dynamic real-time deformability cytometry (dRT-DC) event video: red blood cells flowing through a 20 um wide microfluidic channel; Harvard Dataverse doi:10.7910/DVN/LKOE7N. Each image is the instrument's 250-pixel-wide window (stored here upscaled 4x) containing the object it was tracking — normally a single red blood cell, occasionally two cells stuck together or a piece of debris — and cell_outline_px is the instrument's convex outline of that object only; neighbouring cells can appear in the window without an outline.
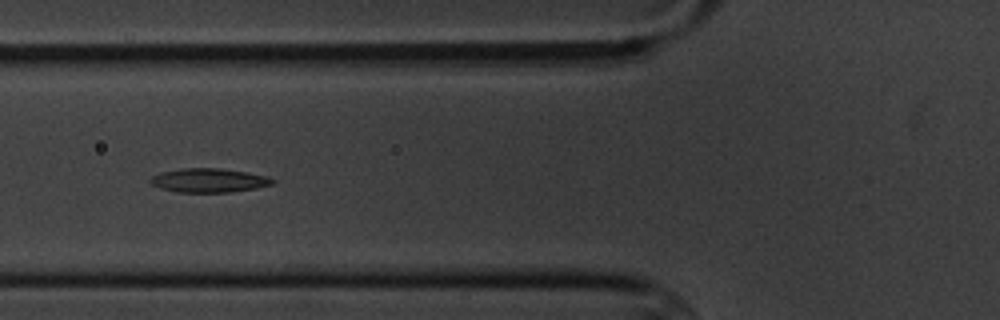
{"species": "common noctule bat (a hibernating species)", "species_latin": "Nyctalus noctula", "temperature_condition": "cold", "stored_images_in_passage": 9, "camera_frame_rate_fps": 3000, "um_per_image_px": 0.085, "animal": {"sex": "male", "body_mass_g": 20.1, "forearm_length_mm": 53.5}, "frame": {"image": 1, "passage_image": 7, "time_ms": 7.0, "image_size_px": [1000, 320], "cell_outline_px": [[276, 180], [272, 184], [256, 188], [228, 192], [176, 192], [160, 188], [152, 184], [148, 180], [152, 176], [160, 172], [180, 168], [220, 168], [248, 172], [268, 176]], "centroid_in_image_um": [17.74, 15.32], "position_along_channel_um": 108.1, "area_um2": 17.17}}
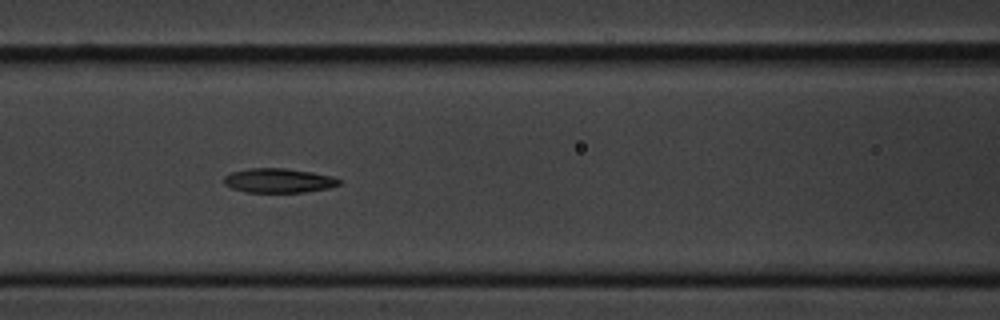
{"frame": {"image": 2, "passage_image": 8, "time_ms": 8.0, "image_size_px": [1000, 320], "cell_outline_px": [[340, 184], [328, 188], [304, 192], [244, 192], [232, 188], [224, 184], [224, 176], [232, 172], [248, 168], [284, 168], [312, 172], [332, 176], [340, 180]], "centroid_in_image_um": [23.66, 15.34], "position_along_channel_um": 142.9, "area_um2": 16.3}}
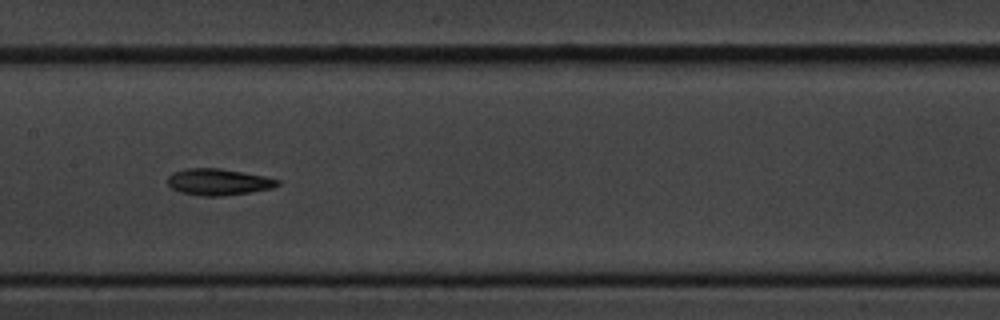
{"frame": {"image": 3, "passage_image": 9, "time_ms": 9.333, "image_size_px": [1000, 320], "cell_outline_px": [[280, 184], [272, 188], [248, 192], [220, 196], [200, 196], [180, 192], [172, 188], [168, 184], [168, 176], [172, 172], [188, 168], [220, 168], [264, 176], [280, 180]], "centroid_in_image_um": [18.54, 15.46], "position_along_channel_um": 188.9, "area_um2": 16.88}}